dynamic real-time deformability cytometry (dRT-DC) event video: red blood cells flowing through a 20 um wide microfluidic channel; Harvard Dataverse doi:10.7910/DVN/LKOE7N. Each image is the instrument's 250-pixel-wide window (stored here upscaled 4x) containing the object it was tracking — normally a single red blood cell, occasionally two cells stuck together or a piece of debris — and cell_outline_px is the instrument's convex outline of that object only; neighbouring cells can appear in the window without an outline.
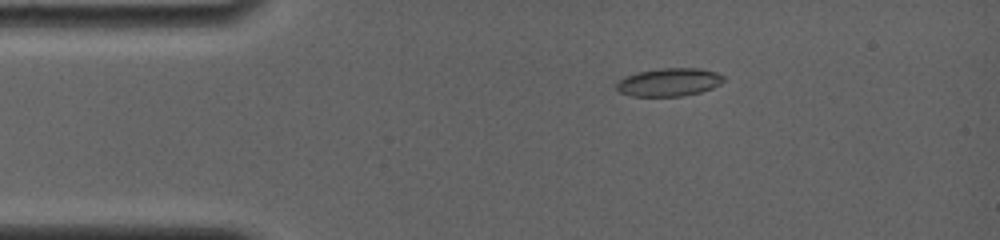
{"species": "common noctule bat (a hibernating species)", "species_latin": "Nyctalus noctula", "temperature_condition": "room temperature", "stored_images_in_passage": 6, "camera_frame_rate_fps": 4000, "um_per_image_px": 0.085, "animal": {"sex": "female", "body_mass_g": 19.0, "forearm_length_mm": 56.7}, "frame": {"image": 1, "passage_image": 3, "time_ms": 2.0, "image_size_px": [1000, 240], "cell_outline_px": [[724, 80], [720, 84], [712, 88], [700, 92], [684, 96], [632, 96], [620, 92], [616, 88], [616, 84], [624, 76], [636, 72], [660, 68], [700, 68], [716, 72], [724, 76]], "centroid_in_image_um": [56.87, 6.98], "position_along_channel_um": 28.1, "area_um2": 17.63}}
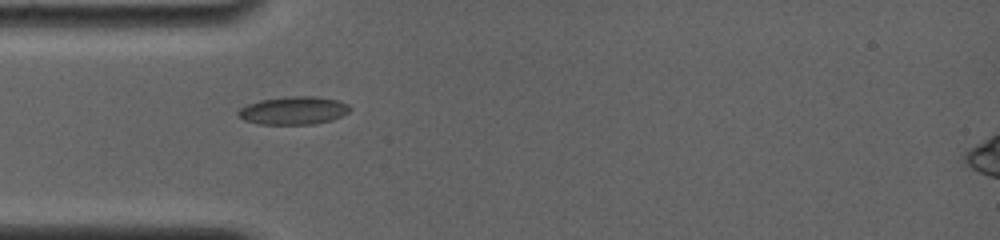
{"frame": {"image": 2, "passage_image": 5, "time_ms": 4.0, "image_size_px": [1000, 240], "cell_outline_px": [[352, 108], [348, 112], [332, 120], [312, 124], [260, 124], [244, 120], [236, 116], [236, 112], [240, 108], [248, 104], [260, 100], [284, 96], [316, 96], [340, 100], [348, 104]], "centroid_in_image_um": [24.94, 9.38], "position_along_channel_um": 60.1, "area_um2": 18.44}}
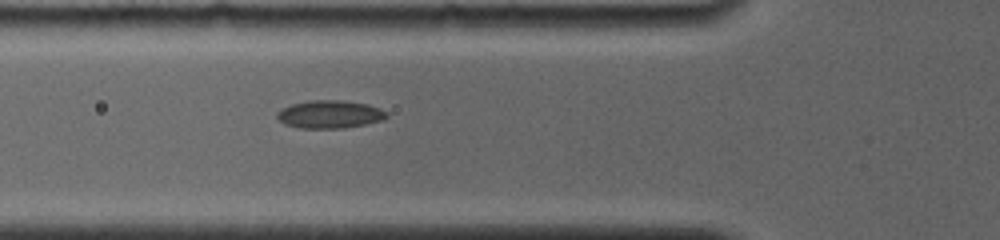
{"frame": {"image": 3, "passage_image": 6, "time_ms": 5.0, "image_size_px": [1000, 240], "cell_outline_px": [[388, 116], [384, 120], [344, 128], [300, 128], [284, 124], [276, 116], [276, 112], [292, 104], [308, 100], [344, 100], [368, 104], [380, 108], [388, 112]], "centroid_in_image_um": [28.06, 9.71], "position_along_channel_um": 97.7, "area_um2": 17.92}}